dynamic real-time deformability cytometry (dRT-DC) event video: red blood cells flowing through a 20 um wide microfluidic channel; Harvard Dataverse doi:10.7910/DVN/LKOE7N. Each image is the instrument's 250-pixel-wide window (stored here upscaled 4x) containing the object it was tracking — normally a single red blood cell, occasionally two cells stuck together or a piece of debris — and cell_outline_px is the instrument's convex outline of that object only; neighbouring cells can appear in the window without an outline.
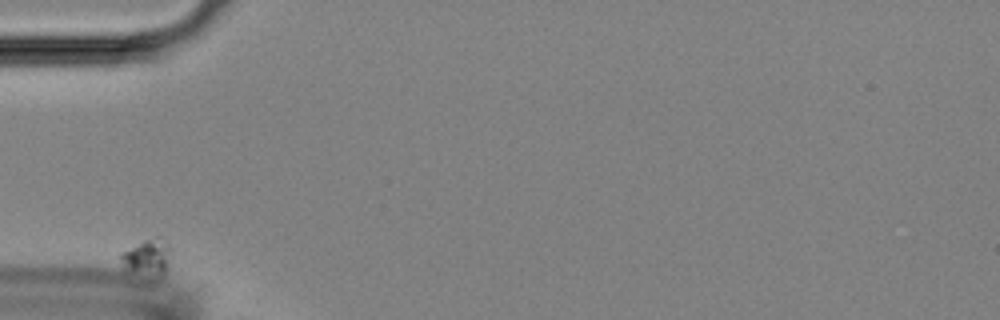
{"species": "Egyptian fruit bat (a non-hibernating species)", "species_latin": "Rousettus aegyptiacus", "temperature_condition": "room temperature", "stored_images_in_passage": 25, "camera_frame_rate_fps": 3000, "um_per_image_px": 0.085, "animal": {"sex": "female"}, "frame": {"image": 1, "passage_image": 1, "time_ms": 0.0, "image_size_px": [1000, 320], "cell_outline_px": [[172, 248], [164, 276], [156, 280], [152, 280], [124, 268], [120, 260], [120, 256], [124, 252], [144, 240], [156, 236], [160, 236]], "centroid_in_image_um": [12.58, 21.94], "position_along_channel_um": 72.4, "area_um2": 11.04}}
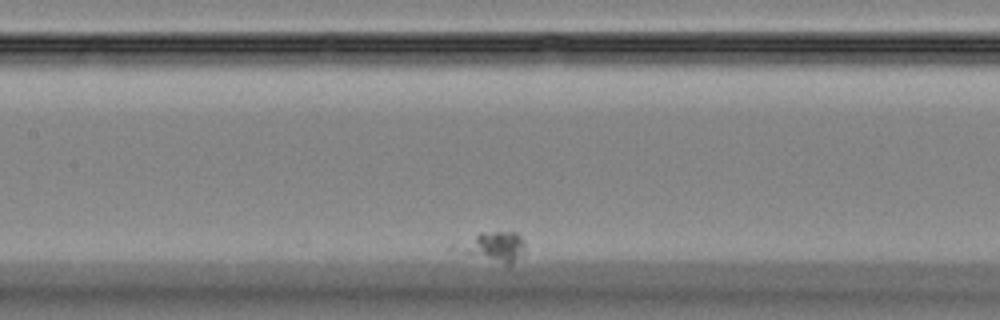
{"frame": {"image": 2, "passage_image": 15, "time_ms": 4.667, "image_size_px": [1000, 320], "cell_outline_px": [[524, 252], [512, 264], [504, 264], [464, 252], [476, 236], [480, 232], [516, 232], [524, 240]], "centroid_in_image_um": [42.29, 20.97], "position_along_channel_um": 165.1, "area_um2": 10.29}}
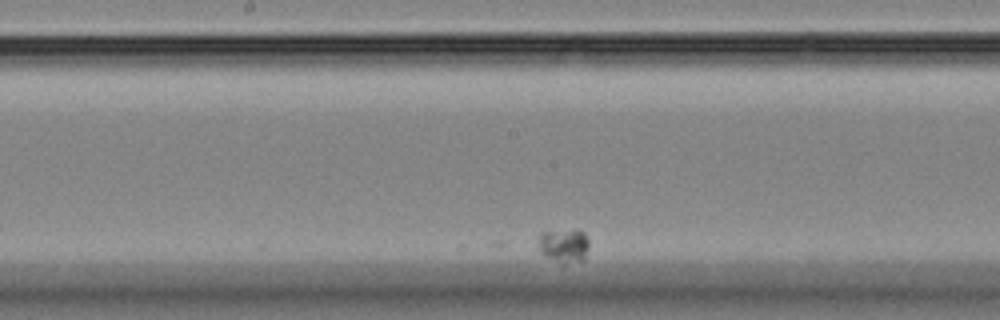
{"frame": {"image": 3, "passage_image": 20, "time_ms": 6.333, "image_size_px": [1000, 320], "cell_outline_px": [[588, 248], [584, 260], [564, 264], [560, 264], [544, 256], [540, 252], [540, 232], [572, 228], [576, 228], [584, 232], [588, 240]], "centroid_in_image_um": [47.96, 20.86], "position_along_channel_um": 200.2, "area_um2": 10.35}}